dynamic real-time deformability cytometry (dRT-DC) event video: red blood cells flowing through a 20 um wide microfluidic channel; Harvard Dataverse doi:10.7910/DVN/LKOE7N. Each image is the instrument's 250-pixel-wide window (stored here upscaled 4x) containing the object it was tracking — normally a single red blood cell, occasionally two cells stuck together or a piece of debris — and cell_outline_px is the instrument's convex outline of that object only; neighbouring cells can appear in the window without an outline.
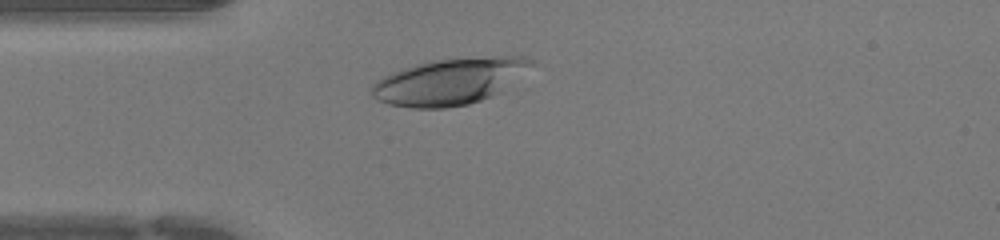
{"species": "human", "species_latin": "Homo sapiens", "temperature_condition": "warm", "stored_images_in_passage": 33, "camera_frame_rate_fps": 3000, "um_per_image_px": 0.085, "donor": {"sex": "female"}, "frame": {"image": 1, "passage_image": 7, "time_ms": 2.0, "image_size_px": [1000, 240], "cell_outline_px": [[536, 64], [500, 92], [480, 100], [468, 104], [444, 108], [412, 108], [388, 104], [372, 96], [372, 84], [376, 80], [392, 72], [416, 64], [432, 60], [496, 56], [528, 56]], "centroid_in_image_um": [38.24, 6.91], "position_along_channel_um": 46.8, "area_um2": 42.95}}
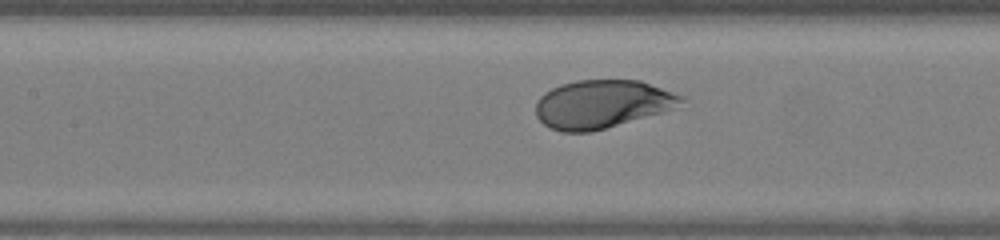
{"frame": {"image": 2, "passage_image": 15, "time_ms": 4.667, "image_size_px": [1000, 240], "cell_outline_px": [[684, 100], [672, 108], [660, 112], [592, 132], [560, 132], [544, 124], [536, 116], [536, 100], [544, 92], [560, 84], [576, 80], [640, 80], [684, 96]], "centroid_in_image_um": [51.11, 8.84], "position_along_channel_um": 156.3, "area_um2": 40.58}}
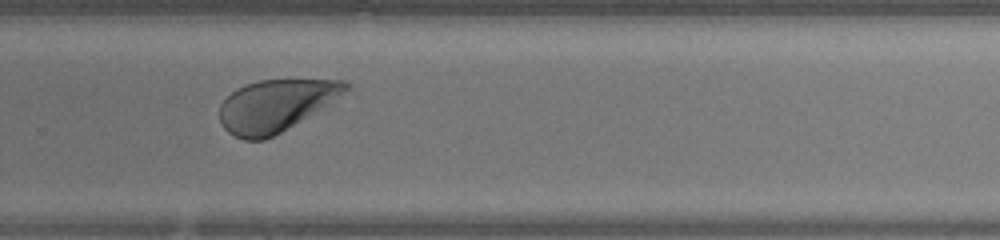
{"frame": {"image": 3, "passage_image": 25, "time_ms": 8.0, "image_size_px": [1000, 240], "cell_outline_px": [[352, 88], [300, 120], [280, 132], [264, 140], [244, 140], [228, 132], [220, 124], [220, 104], [236, 88], [244, 84], [260, 80], [344, 80], [352, 84]], "centroid_in_image_um": [23.39, 8.95], "position_along_channel_um": 306.4, "area_um2": 37.51}}